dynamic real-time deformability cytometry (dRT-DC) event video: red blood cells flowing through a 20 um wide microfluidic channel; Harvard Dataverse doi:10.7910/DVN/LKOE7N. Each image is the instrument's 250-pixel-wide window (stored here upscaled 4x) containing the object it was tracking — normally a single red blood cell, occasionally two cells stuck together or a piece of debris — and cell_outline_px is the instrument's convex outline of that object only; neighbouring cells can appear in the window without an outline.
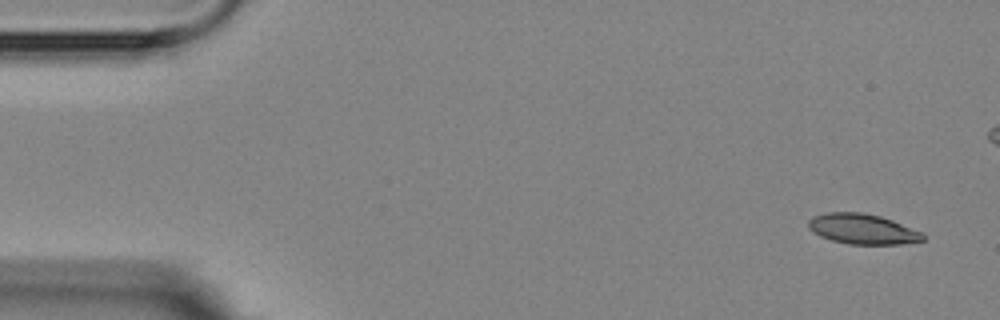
{"species": "Egyptian fruit bat (a non-hibernating species)", "species_latin": "Rousettus aegyptiacus", "temperature_condition": "room temperature", "stored_images_in_passage": 6, "camera_frame_rate_fps": 3000, "um_per_image_px": 0.085, "animal": {"sex": "female"}, "frame": {"image": 1, "passage_image": 1, "time_ms": 0.0, "image_size_px": [1000, 320], "cell_outline_px": [[924, 240], [900, 244], [848, 244], [832, 240], [820, 236], [812, 232], [808, 228], [808, 220], [812, 216], [828, 212], [860, 212], [880, 216], [892, 220], [920, 232], [924, 236]], "centroid_in_image_um": [73.25, 19.46], "position_along_channel_um": 11.7, "area_um2": 20.06}}